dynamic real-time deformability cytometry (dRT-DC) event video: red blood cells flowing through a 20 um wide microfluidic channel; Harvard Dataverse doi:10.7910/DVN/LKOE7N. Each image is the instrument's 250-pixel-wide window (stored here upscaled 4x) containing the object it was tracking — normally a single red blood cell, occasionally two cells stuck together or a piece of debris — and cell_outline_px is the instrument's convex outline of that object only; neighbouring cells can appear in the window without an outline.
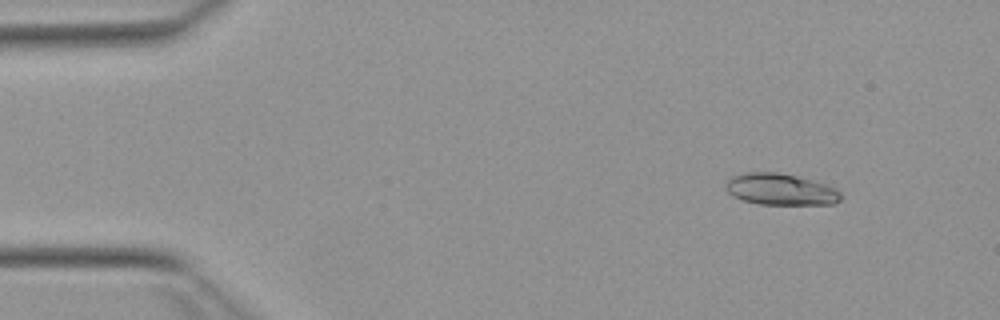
{"species": "Egyptian fruit bat (a non-hibernating species)", "species_latin": "Rousettus aegyptiacus", "temperature_condition": "warm", "stored_images_in_passage": 52, "camera_frame_rate_fps": 3000, "um_per_image_px": 0.085, "animal": {"sex": "female"}, "frame": {"image": 1, "passage_image": 6, "time_ms": 1.667, "image_size_px": [1000, 320], "cell_outline_px": [[840, 200], [832, 204], [760, 204], [744, 200], [728, 192], [724, 184], [732, 176], [744, 172], [776, 172], [796, 176], [824, 184], [840, 192]], "centroid_in_image_um": [66.3, 16.09], "position_along_channel_um": 18.7, "area_um2": 20.69}}
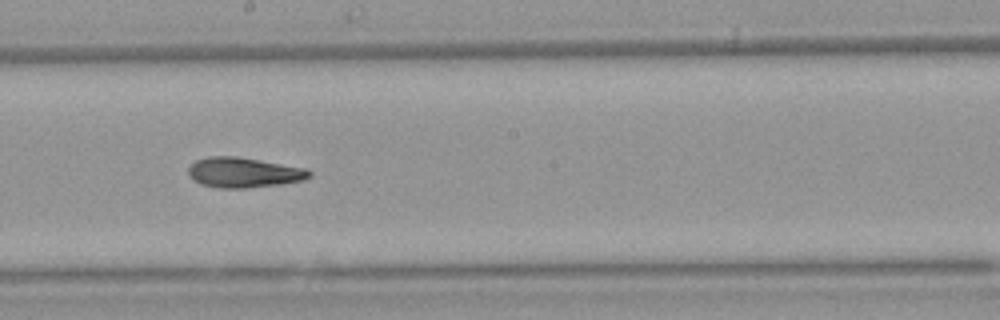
{"frame": {"image": 2, "passage_image": 29, "time_ms": 9.333, "image_size_px": [1000, 320], "cell_outline_px": [[312, 176], [304, 180], [280, 184], [244, 188], [220, 188], [200, 184], [192, 180], [188, 176], [188, 168], [196, 160], [208, 156], [236, 156], [308, 168], [312, 172]], "centroid_in_image_um": [20.72, 14.66], "position_along_channel_um": 227.5, "area_um2": 21.44}}
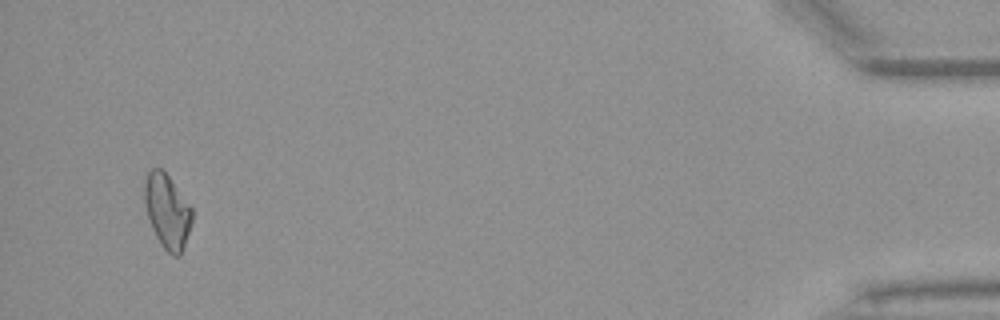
{"frame": {"image": 3, "passage_image": 50, "time_ms": 16.333, "image_size_px": [1000, 320], "cell_outline_px": [[192, 220], [180, 256], [172, 256], [164, 248], [156, 236], [152, 228], [148, 216], [144, 200], [144, 180], [148, 172], [152, 168], [160, 168], [168, 176], [192, 208]], "centroid_in_image_um": [14.2, 17.94], "position_along_channel_um": 421.0, "area_um2": 20.17}, "authors_computed_cell_mechanics": {"area_um2": 20.6635, "velocity_mm_per_s": 3.9351, "shape_relaxation_time_tau1_ms": null, "shape_relaxation_time_tau2_ms": 3.6859, "deformation_change_tau1": null, "deformation_change_tau2": 0.124}}